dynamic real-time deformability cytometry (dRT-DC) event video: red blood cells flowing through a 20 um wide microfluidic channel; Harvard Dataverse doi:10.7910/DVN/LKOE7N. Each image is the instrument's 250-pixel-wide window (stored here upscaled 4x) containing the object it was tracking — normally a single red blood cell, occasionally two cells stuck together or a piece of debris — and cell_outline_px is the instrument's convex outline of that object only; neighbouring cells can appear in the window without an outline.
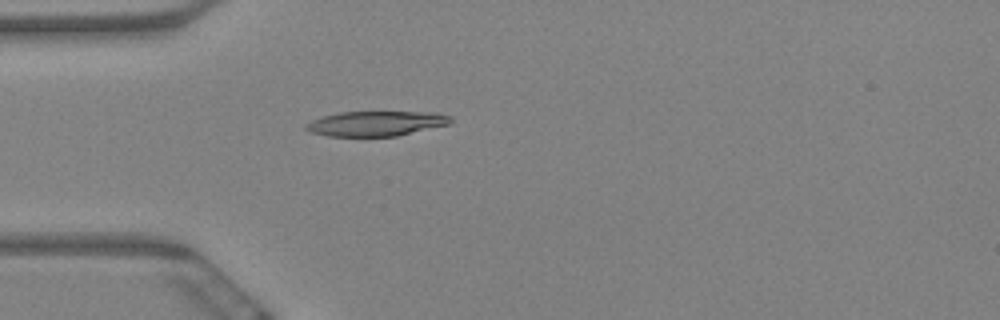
{"species": "Egyptian fruit bat (a non-hibernating species)", "species_latin": "Rousettus aegyptiacus", "temperature_condition": "warm", "stored_images_in_passage": 6, "camera_frame_rate_fps": 3000, "um_per_image_px": 0.085, "animal": {"sex": "female"}, "frame": {"image": 1, "passage_image": 5, "time_ms": 1.333, "image_size_px": [1000, 320], "cell_outline_px": [[452, 120], [448, 124], [396, 136], [328, 136], [312, 132], [304, 128], [304, 124], [312, 120], [324, 116], [340, 112], [436, 112], [452, 116]], "centroid_in_image_um": [31.96, 10.49], "position_along_channel_um": 53.0, "area_um2": 20.87}}